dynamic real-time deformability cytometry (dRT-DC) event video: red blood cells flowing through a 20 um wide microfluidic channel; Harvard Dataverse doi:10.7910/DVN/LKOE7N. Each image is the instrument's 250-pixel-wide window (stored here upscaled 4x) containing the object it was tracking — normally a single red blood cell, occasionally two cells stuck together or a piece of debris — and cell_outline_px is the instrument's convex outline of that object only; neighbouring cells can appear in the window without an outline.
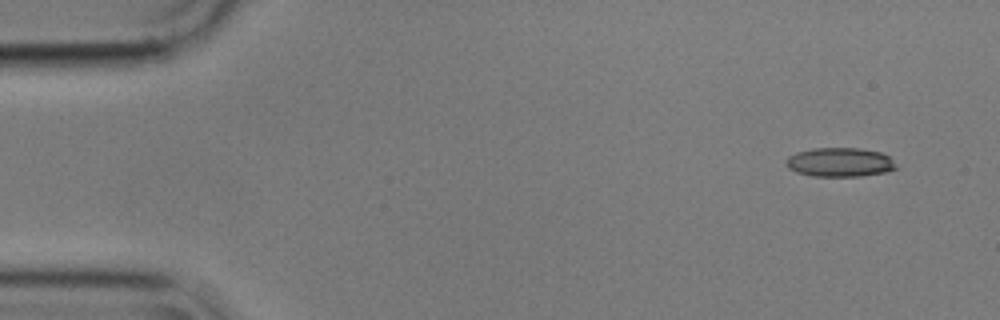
{"species": "common noctule bat (a hibernating species)", "species_latin": "Nyctalus noctula", "temperature_condition": "cold", "stored_images_in_passage": 5, "camera_frame_rate_fps": 3000, "um_per_image_px": 0.085, "animal": {"sex": "male", "body_mass_g": 17.9}, "frame": {"image": 1, "passage_image": 1, "time_ms": 0.0, "image_size_px": [1000, 320], "cell_outline_px": [[900, 168], [888, 172], [860, 176], [812, 176], [796, 172], [788, 168], [784, 164], [788, 156], [796, 152], [812, 148], [860, 148], [880, 152], [888, 156]], "centroid_in_image_um": [71.39, 13.79], "position_along_channel_um": 13.6, "area_um2": 18.9}}
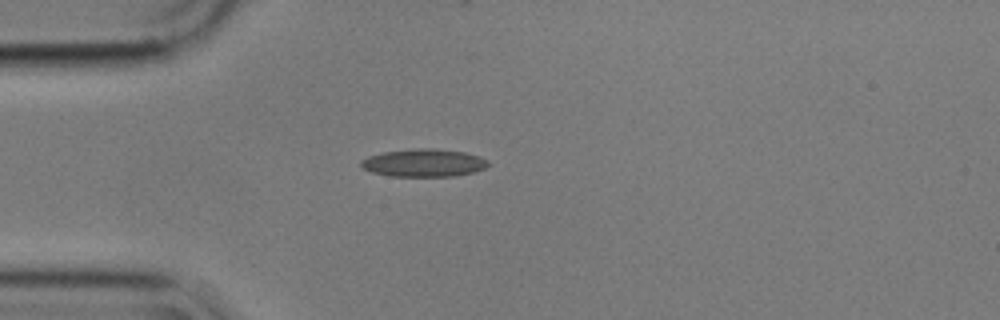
{"frame": {"image": 2, "passage_image": 4, "time_ms": 1.0, "image_size_px": [1000, 320], "cell_outline_px": [[492, 164], [484, 168], [472, 172], [456, 176], [392, 176], [372, 172], [364, 168], [360, 164], [360, 160], [368, 156], [384, 152], [416, 148], [432, 148], [464, 152], [480, 156], [488, 160]], "centroid_in_image_um": [36.05, 13.84], "position_along_channel_um": 49.0, "area_um2": 20.58}}